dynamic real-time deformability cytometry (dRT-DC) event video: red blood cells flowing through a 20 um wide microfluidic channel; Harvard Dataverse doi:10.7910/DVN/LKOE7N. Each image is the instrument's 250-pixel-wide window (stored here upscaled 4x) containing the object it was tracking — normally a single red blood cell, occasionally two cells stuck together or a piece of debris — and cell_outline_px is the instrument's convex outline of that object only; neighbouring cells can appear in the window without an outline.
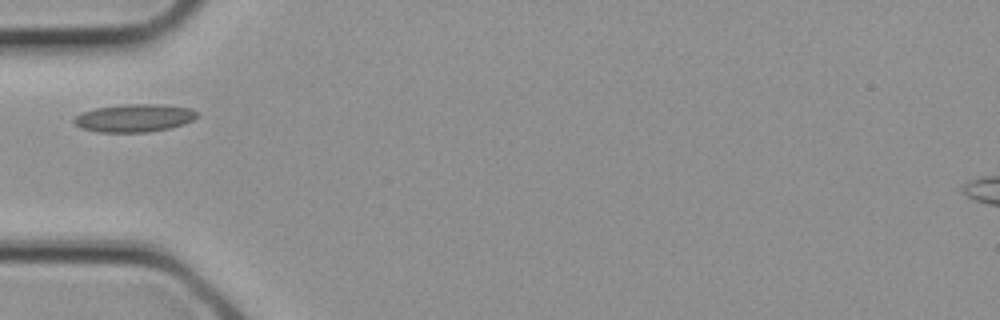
{"species": "common noctule bat (a hibernating species)", "species_latin": "Nyctalus noctula", "temperature_condition": "cold", "stored_images_in_passage": 1, "camera_frame_rate_fps": 3000, "um_per_image_px": 0.085, "animal": {"sex": "female", "body_mass_g": 21.9}, "frame": {"image": 1, "passage_image": 1, "time_ms": 0.0, "image_size_px": [1000, 320], "cell_outline_px": [[196, 116], [192, 120], [184, 124], [168, 128], [148, 132], [96, 132], [80, 128], [72, 120], [80, 112], [96, 108], [124, 104], [160, 104], [192, 108], [196, 112]], "centroid_in_image_um": [11.38, 10.03], "position_along_channel_um": 73.6, "area_um2": 20.0}}